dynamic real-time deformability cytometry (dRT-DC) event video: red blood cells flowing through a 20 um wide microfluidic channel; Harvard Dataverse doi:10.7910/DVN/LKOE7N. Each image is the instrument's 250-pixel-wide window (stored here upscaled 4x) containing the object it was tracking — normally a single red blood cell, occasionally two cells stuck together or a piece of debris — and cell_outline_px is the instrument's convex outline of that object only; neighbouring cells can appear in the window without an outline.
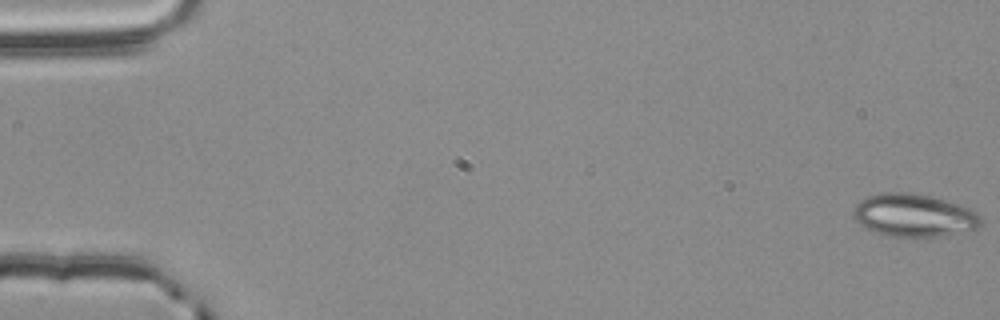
{"species": "common noctule bat (a hibernating species)", "species_latin": "Nyctalus noctula", "temperature_condition": "room temperature", "stored_images_in_passage": 57, "camera_frame_rate_fps": 3000, "um_per_image_px": 0.085, "animal": {"sex": "male", "body_mass_g": 20.4}, "frame": {"image": 1, "passage_image": 1, "time_ms": 0.0, "image_size_px": [1000, 320], "cell_outline_px": [[984, 224], [976, 228], [940, 236], [888, 236], [876, 232], [860, 224], [852, 216], [852, 208], [860, 200], [868, 196], [884, 192], [912, 192], [932, 196], [972, 208], [980, 216]], "centroid_in_image_um": [77.68, 18.28], "position_along_channel_um": 7.3, "area_um2": 31.91}}
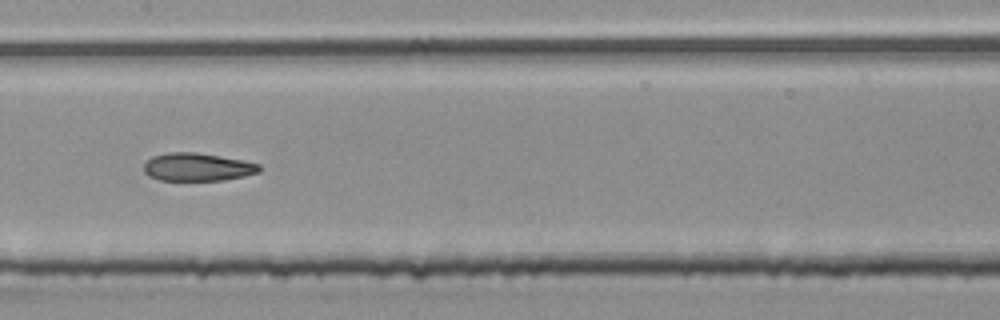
{"frame": {"image": 2, "passage_image": 29, "time_ms": 9.333, "image_size_px": [1000, 320], "cell_outline_px": [[260, 172], [244, 176], [224, 180], [160, 180], [148, 176], [144, 172], [144, 164], [152, 156], [168, 152], [196, 152], [244, 160], [260, 164]], "centroid_in_image_um": [16.78, 14.19], "position_along_channel_um": 190.6, "area_um2": 18.9}}
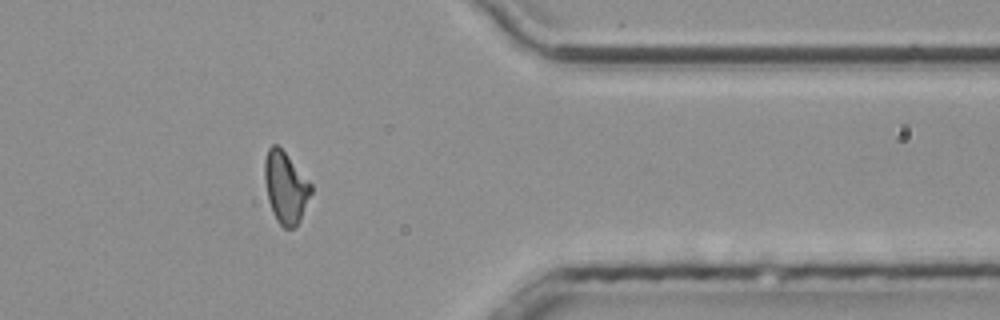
{"frame": {"image": 3, "passage_image": 46, "time_ms": 15.0, "image_size_px": [1000, 320], "cell_outline_px": [[312, 192], [300, 220], [296, 228], [284, 228], [276, 220], [272, 212], [268, 200], [264, 180], [264, 160], [268, 148], [272, 144], [276, 144], [284, 152], [312, 184]], "centroid_in_image_um": [24.26, 15.95], "position_along_channel_um": 387.1, "area_um2": 19.36}, "authors_computed_cell_mechanics": {"area_um2": 19.5942, "velocity_mm_per_s": 3.7779, "shape_relaxation_time_tau1_ms": 10.6273, "shape_relaxation_time_tau2_ms": 3.611, "deformation_change_tau1": 0.239, "deformation_change_tau2": 0.1187}}